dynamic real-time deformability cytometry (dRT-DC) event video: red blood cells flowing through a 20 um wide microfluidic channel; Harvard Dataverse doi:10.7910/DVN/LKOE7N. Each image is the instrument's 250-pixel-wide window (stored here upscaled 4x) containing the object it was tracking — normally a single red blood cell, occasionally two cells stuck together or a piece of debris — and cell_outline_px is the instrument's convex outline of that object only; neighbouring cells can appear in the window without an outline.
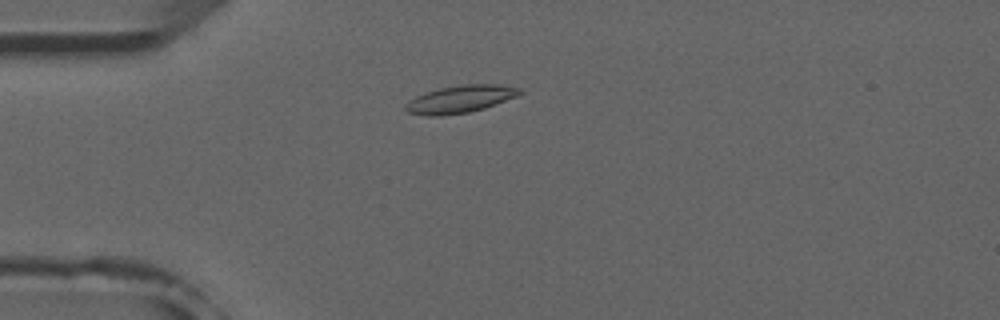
{"species": "common noctule bat (a hibernating species)", "species_latin": "Nyctalus noctula", "temperature_condition": "room temperature", "stored_images_in_passage": 50, "camera_frame_rate_fps": 3000, "um_per_image_px": 0.085, "animal": {"sex": "male", "forearm_length_mm": 52.5}, "frame": {"image": 1, "passage_image": 11, "time_ms": 3.333, "image_size_px": [1000, 320], "cell_outline_px": [[524, 92], [516, 96], [484, 108], [468, 112], [440, 116], [428, 116], [408, 112], [404, 108], [404, 104], [408, 100], [424, 92], [440, 88], [460, 84], [500, 84], [520, 88]], "centroid_in_image_um": [39.09, 8.41], "position_along_channel_um": 45.9, "area_um2": 18.32}}
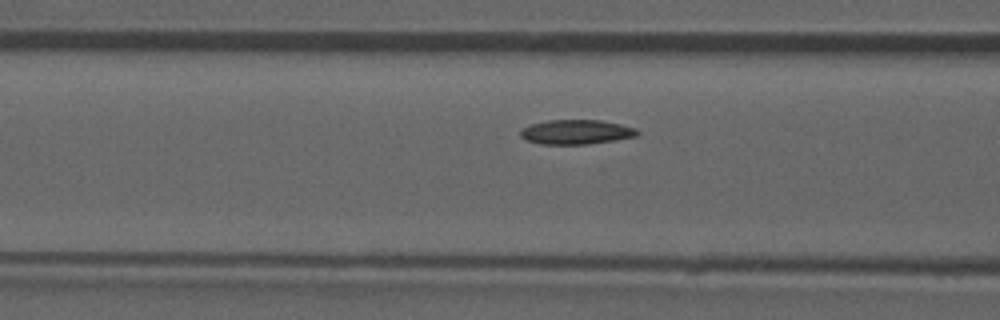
{"frame": {"image": 2, "passage_image": 18, "time_ms": 5.667, "image_size_px": [1000, 320], "cell_outline_px": [[640, 132], [636, 136], [588, 144], [540, 144], [524, 140], [520, 136], [520, 128], [532, 124], [548, 120], [600, 120], [620, 124], [636, 128]], "centroid_in_image_um": [48.93, 11.22], "position_along_channel_um": 117.7, "area_um2": 16.7}}
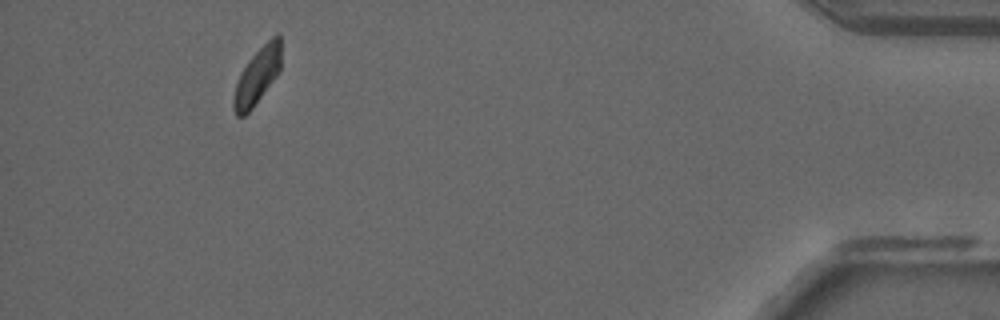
{"frame": {"image": 3, "passage_image": 46, "time_ms": 15.0, "image_size_px": [1000, 320], "cell_outline_px": [[280, 72], [252, 108], [244, 116], [236, 116], [232, 108], [232, 96], [240, 72], [248, 60], [276, 32], [280, 36]], "centroid_in_image_um": [21.84, 6.48], "position_along_channel_um": 413.4, "area_um2": 15.66}, "authors_computed_cell_mechanics": {"area_um2": 16.7042, "velocity_mm_per_s": 3.8739, "shape_relaxation_time_tau1_ms": 5.8262, "shape_relaxation_time_tau2_ms": null, "deformation_change_tau1": 0.1247, "deformation_change_tau2": null}}